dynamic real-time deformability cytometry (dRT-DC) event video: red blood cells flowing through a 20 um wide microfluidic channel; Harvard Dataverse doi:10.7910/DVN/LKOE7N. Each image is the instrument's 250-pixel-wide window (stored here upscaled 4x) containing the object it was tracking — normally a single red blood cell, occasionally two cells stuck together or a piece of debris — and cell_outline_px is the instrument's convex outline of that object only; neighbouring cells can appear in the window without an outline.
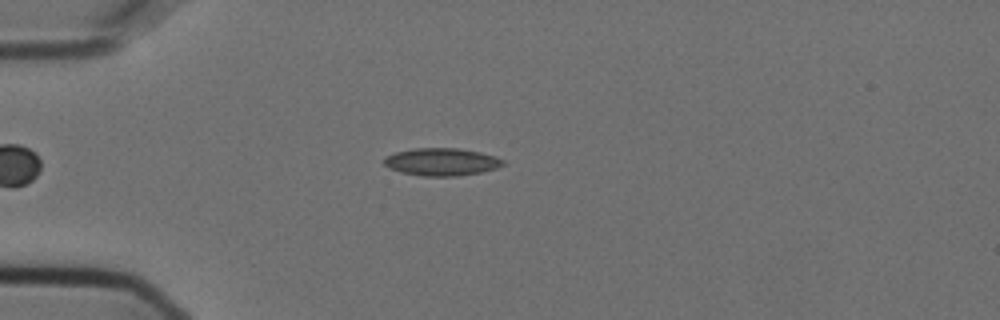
{"species": "Egyptian fruit bat (a non-hibernating species)", "species_latin": "Rousettus aegyptiacus", "temperature_condition": "cold", "stored_images_in_passage": 45, "camera_frame_rate_fps": 3000, "um_per_image_px": 0.085, "animal": {"sex": "female"}, "frame": {"image": 1, "passage_image": 8, "time_ms": 2.333, "image_size_px": [1000, 320], "cell_outline_px": [[504, 164], [496, 168], [480, 172], [456, 176], [424, 176], [400, 172], [384, 164], [384, 156], [396, 152], [416, 148], [456, 148], [480, 152], [496, 156], [504, 160]], "centroid_in_image_um": [37.54, 13.75], "position_along_channel_um": 47.5, "area_um2": 18.96}}
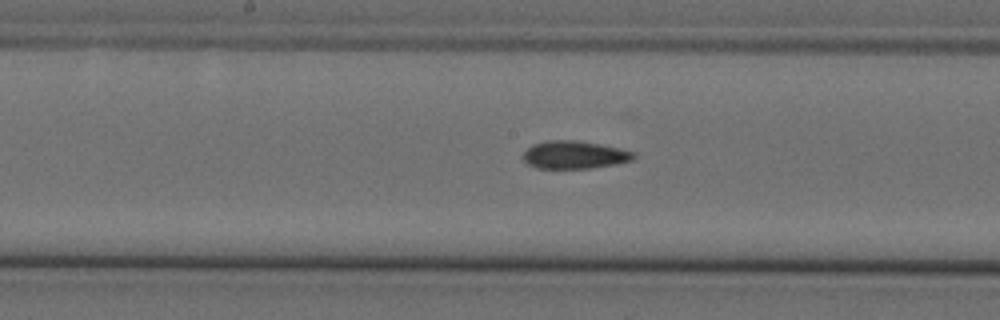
{"frame": {"image": 2, "passage_image": 22, "time_ms": 7.0, "image_size_px": [1000, 320], "cell_outline_px": [[636, 156], [632, 160], [616, 164], [592, 168], [536, 168], [528, 164], [524, 160], [524, 152], [532, 144], [548, 140], [576, 140], [600, 144], [620, 148], [636, 152]], "centroid_in_image_um": [48.85, 13.15], "position_along_channel_um": 199.3, "area_um2": 17.98}}
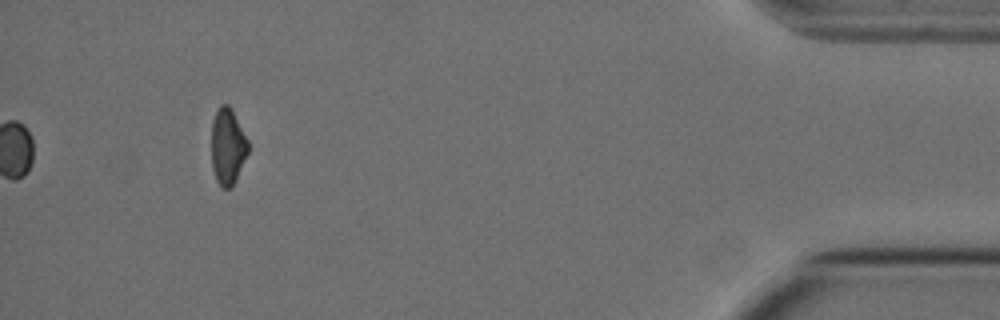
{"frame": {"image": 3, "passage_image": 45, "time_ms": 14.667, "image_size_px": [1000, 320], "cell_outline_px": [[248, 152], [236, 180], [228, 188], [224, 188], [216, 180], [212, 168], [212, 120], [220, 104], [228, 104], [232, 108], [248, 140]], "centroid_in_image_um": [19.35, 12.41], "position_along_channel_um": 415.8, "area_um2": 16.24}, "authors_computed_cell_mechanics": {"area_um2": 18.0914, "velocity_mm_per_s": 3.626, "shape_relaxation_time_tau1_ms": null, "shape_relaxation_time_tau2_ms": 7.4595, "deformation_change_tau1": null, "deformation_change_tau2": 0.1278}}